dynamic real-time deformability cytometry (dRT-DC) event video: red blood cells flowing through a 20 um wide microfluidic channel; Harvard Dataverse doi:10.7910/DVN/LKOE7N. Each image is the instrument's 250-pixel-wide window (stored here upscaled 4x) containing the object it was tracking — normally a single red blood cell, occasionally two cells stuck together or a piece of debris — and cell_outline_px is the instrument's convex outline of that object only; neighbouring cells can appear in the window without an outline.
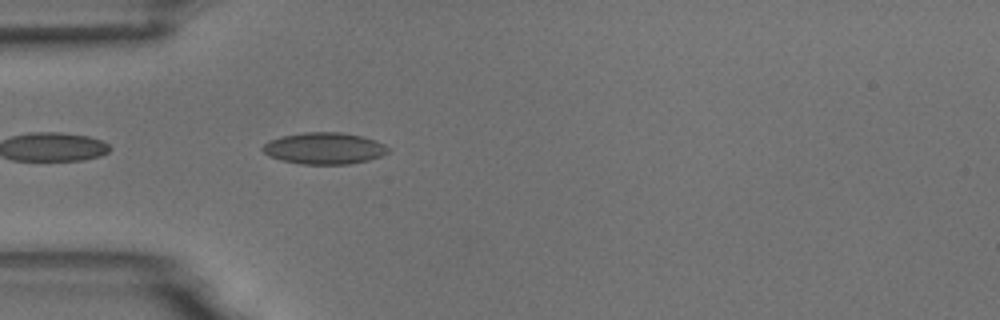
{"species": "common noctule bat (a hibernating species)", "species_latin": "Nyctalus noctula", "temperature_condition": "room temperature", "stored_images_in_passage": 5, "camera_frame_rate_fps": 3000, "um_per_image_px": 0.085, "animal": {"sex": "male", "body_mass_g": 18.8}, "frame": {"image": 1, "passage_image": 5, "time_ms": 4.667, "image_size_px": [1000, 320], "cell_outline_px": [[392, 148], [388, 152], [380, 156], [368, 160], [352, 164], [300, 164], [268, 156], [260, 148], [264, 144], [272, 140], [284, 136], [304, 132], [340, 132], [364, 136], [376, 140]], "centroid_in_image_um": [27.61, 12.61], "position_along_channel_um": 57.4, "area_um2": 23.12}}